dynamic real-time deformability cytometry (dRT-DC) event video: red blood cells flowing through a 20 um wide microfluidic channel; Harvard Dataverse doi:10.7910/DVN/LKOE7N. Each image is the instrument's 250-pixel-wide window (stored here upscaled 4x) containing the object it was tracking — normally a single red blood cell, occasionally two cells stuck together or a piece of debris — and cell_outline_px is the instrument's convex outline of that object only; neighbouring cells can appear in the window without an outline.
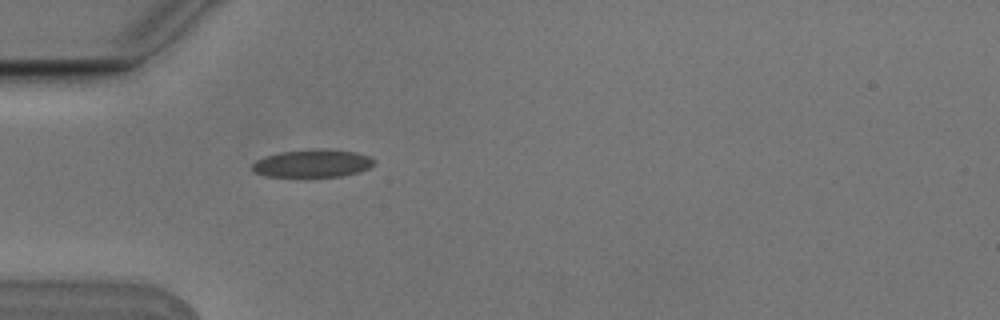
{"species": "Egyptian fruit bat (a non-hibernating species)", "species_latin": "Rousettus aegyptiacus", "temperature_condition": "cold", "stored_images_in_passage": 1, "camera_frame_rate_fps": 3000, "um_per_image_px": 0.085, "animal": {"sex": "male"}, "frame": {"image": 1, "passage_image": 1, "time_ms": 0.0, "image_size_px": [1000, 320], "cell_outline_px": [[376, 164], [368, 168], [356, 172], [340, 176], [268, 176], [256, 172], [252, 168], [252, 164], [256, 160], [264, 156], [280, 152], [312, 148], [324, 148], [356, 152], [368, 156], [376, 160]], "centroid_in_image_um": [26.58, 13.86], "position_along_channel_um": 58.4, "area_um2": 19.71}}